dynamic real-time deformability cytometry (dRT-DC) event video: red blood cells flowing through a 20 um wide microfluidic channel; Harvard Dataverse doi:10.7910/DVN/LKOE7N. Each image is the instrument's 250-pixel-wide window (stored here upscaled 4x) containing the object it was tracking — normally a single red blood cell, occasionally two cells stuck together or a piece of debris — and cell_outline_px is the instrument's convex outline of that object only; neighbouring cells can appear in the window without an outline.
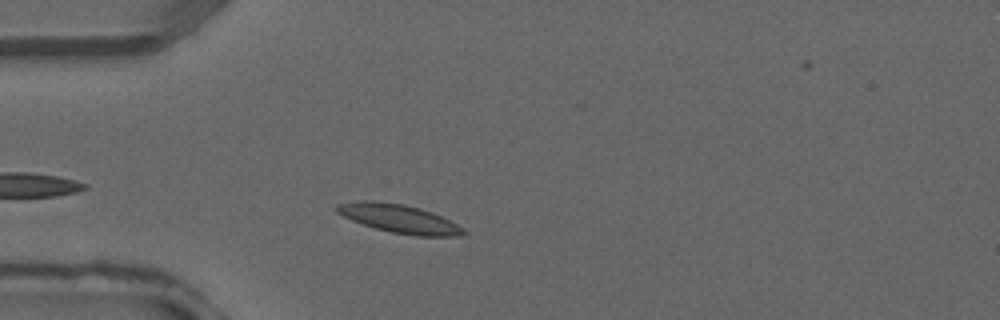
{"species": "common noctule bat (a hibernating species)", "species_latin": "Nyctalus noctula", "temperature_condition": "warm", "stored_images_in_passage": 31, "camera_frame_rate_fps": 3000, "um_per_image_px": 0.085, "animal": {"sex": "male", "forearm_length_mm": 52.5}, "frame": {"image": 1, "passage_image": 5, "time_ms": 1.333, "image_size_px": [1000, 320], "cell_outline_px": [[468, 232], [460, 236], [416, 236], [392, 232], [376, 228], [352, 220], [336, 212], [336, 208], [340, 204], [360, 200], [376, 200], [404, 204], [420, 208], [432, 212], [464, 228]], "centroid_in_image_um": [33.95, 18.58], "position_along_channel_um": 51.0, "area_um2": 20.87}}
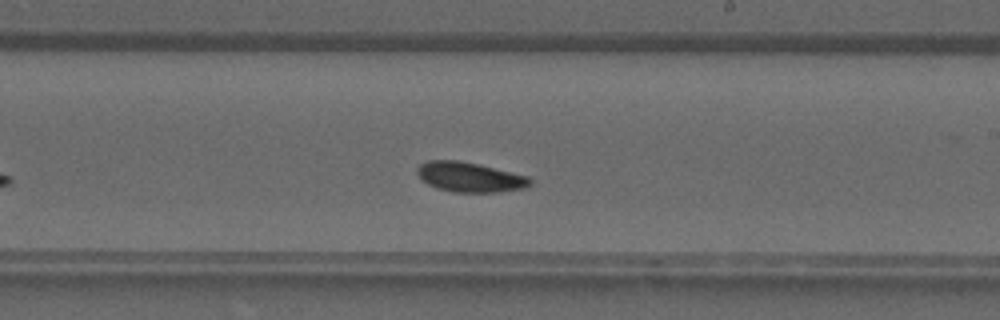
{"frame": {"image": 2, "passage_image": 17, "time_ms": 5.333, "image_size_px": [1000, 320], "cell_outline_px": [[532, 184], [524, 188], [496, 192], [452, 192], [436, 188], [428, 184], [416, 172], [416, 168], [420, 164], [428, 160], [456, 160], [476, 164], [528, 176], [532, 180]], "centroid_in_image_um": [39.91, 15.06], "position_along_channel_um": 249.1, "area_um2": 19.42}}
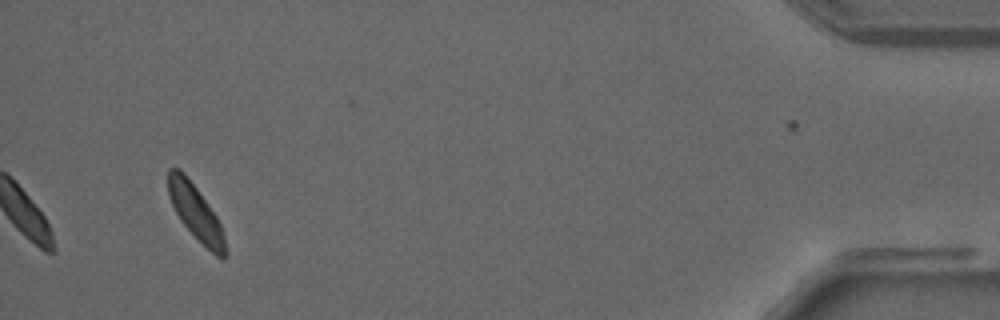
{"frame": {"image": 3, "passage_image": 31, "time_ms": 10.0, "image_size_px": [1000, 320], "cell_outline_px": [[228, 256], [224, 260], [216, 256], [180, 220], [168, 196], [168, 168], [180, 168], [184, 172], [196, 188], [216, 216], [220, 224], [224, 236], [228, 252]], "centroid_in_image_um": [16.65, 18.06], "position_along_channel_um": 418.6, "area_um2": 17.98}}